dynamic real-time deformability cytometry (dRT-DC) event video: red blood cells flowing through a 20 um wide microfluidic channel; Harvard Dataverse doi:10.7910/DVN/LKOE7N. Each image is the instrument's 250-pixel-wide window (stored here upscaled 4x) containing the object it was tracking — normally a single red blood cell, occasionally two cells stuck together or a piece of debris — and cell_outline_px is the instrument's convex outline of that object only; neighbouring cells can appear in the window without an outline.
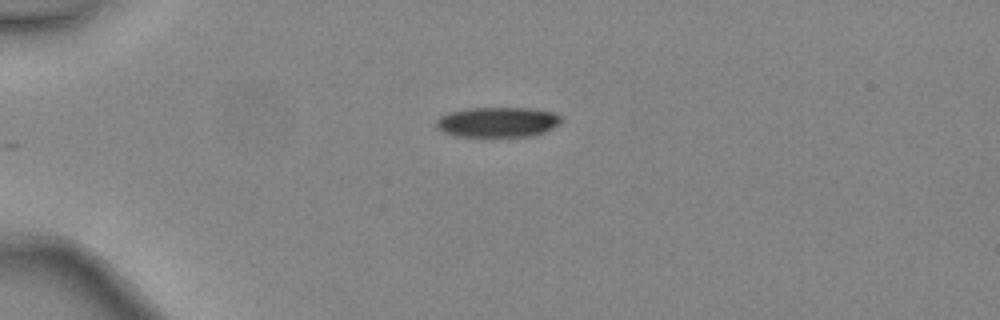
{"species": "common noctule bat (a hibernating species)", "species_latin": "Nyctalus noctula", "temperature_condition": "warm", "stored_images_in_passage": 29, "camera_frame_rate_fps": 3000, "um_per_image_px": 0.085, "animal": {"sex": "female", "body_mass_g": 24.6, "forearm_length_mm": 56.2}, "frame": {"image": 1, "passage_image": 1, "time_ms": 0.0, "image_size_px": [1000, 320], "cell_outline_px": [[564, 120], [560, 124], [544, 132], [528, 136], [452, 136], [436, 128], [436, 120], [440, 116], [448, 112], [468, 108], [528, 108], [552, 112], [560, 116]], "centroid_in_image_um": [42.27, 10.37], "position_along_channel_um": 42.7, "area_um2": 21.96}}
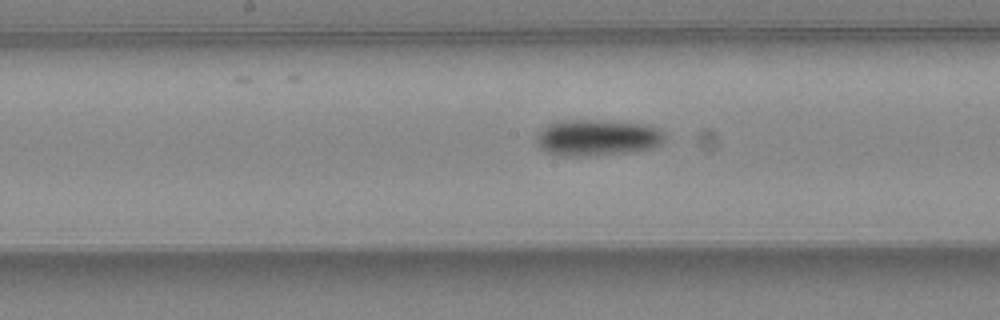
{"frame": {"image": 2, "passage_image": 14, "time_ms": 4.333, "image_size_px": [1000, 320], "cell_outline_px": [[664, 140], [660, 144], [652, 148], [632, 152], [592, 156], [556, 156], [540, 148], [536, 144], [536, 136], [548, 124], [564, 120], [608, 120], [644, 124], [660, 128], [664, 132]], "centroid_in_image_um": [50.78, 11.71], "position_along_channel_um": 197.4, "area_um2": 27.51}}
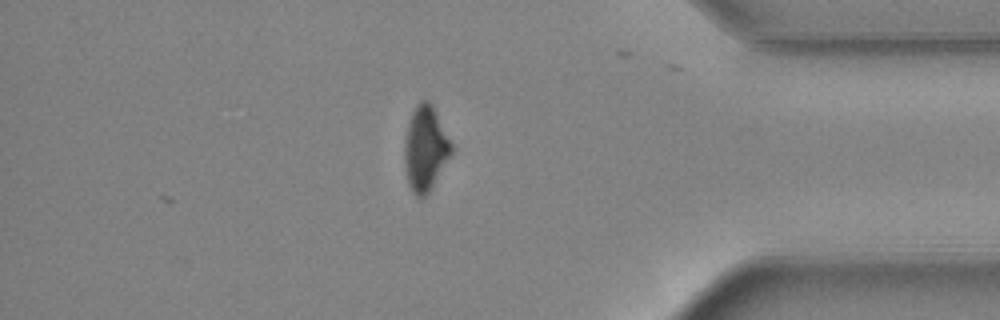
{"frame": {"image": 3, "passage_image": 29, "time_ms": 9.333, "image_size_px": [1000, 320], "cell_outline_px": [[452, 152], [428, 192], [424, 196], [416, 196], [412, 192], [408, 184], [404, 164], [404, 140], [408, 124], [412, 112], [416, 104], [420, 100], [428, 100], [432, 104], [452, 144]], "centroid_in_image_um": [36.12, 12.59], "position_along_channel_um": 399.1, "area_um2": 22.89}, "authors_computed_cell_mechanics": {"area_um2": 25.0274, "velocity_mm_per_s": 4.5064, "shape_relaxation_time_tau1_ms": 3.093, "shape_relaxation_time_tau2_ms": null, "deformation_change_tau1": 0.1293, "deformation_change_tau2": null}}